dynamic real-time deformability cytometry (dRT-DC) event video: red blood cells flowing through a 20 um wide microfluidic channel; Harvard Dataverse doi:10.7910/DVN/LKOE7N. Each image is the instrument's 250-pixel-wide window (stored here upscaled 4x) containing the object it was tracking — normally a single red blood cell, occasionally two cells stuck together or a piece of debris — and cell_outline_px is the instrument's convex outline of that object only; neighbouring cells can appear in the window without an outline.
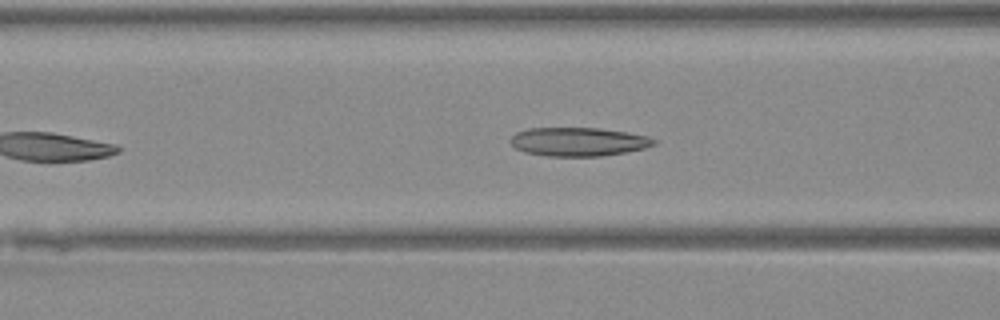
{"species": "Egyptian fruit bat (a non-hibernating species)", "species_latin": "Rousettus aegyptiacus", "temperature_condition": "warm", "stored_images_in_passage": 36, "camera_frame_rate_fps": 3000, "um_per_image_px": 0.085, "animal": {"sex": "female"}, "frame": {"image": 1, "passage_image": 9, "time_ms": 2.667, "image_size_px": [1000, 320], "cell_outline_px": [[656, 144], [644, 148], [624, 152], [600, 156], [548, 156], [524, 152], [516, 148], [508, 140], [516, 132], [528, 128], [600, 128], [628, 132], [648, 136], [656, 140]], "centroid_in_image_um": [49.15, 12.04], "position_along_channel_um": 117.5, "area_um2": 23.99}}
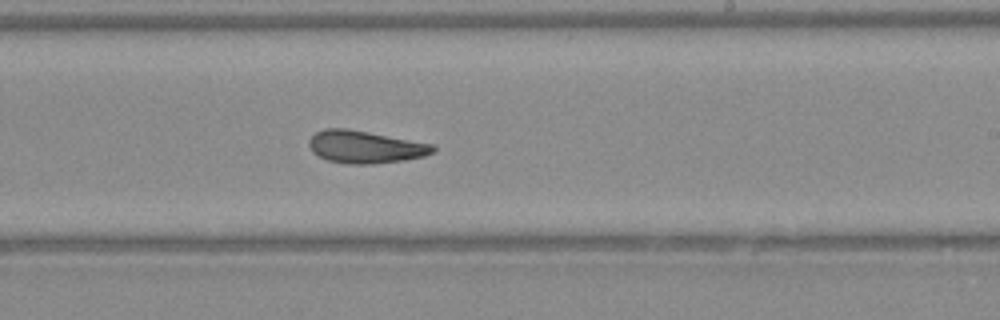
{"frame": {"image": 2, "passage_image": 19, "time_ms": 6.0, "image_size_px": [1000, 320], "cell_outline_px": [[436, 152], [424, 156], [404, 160], [372, 164], [348, 164], [328, 160], [312, 152], [308, 144], [308, 140], [316, 132], [324, 128], [348, 128], [436, 144]], "centroid_in_image_um": [31.08, 12.48], "position_along_channel_um": 257.9, "area_um2": 23.76}}
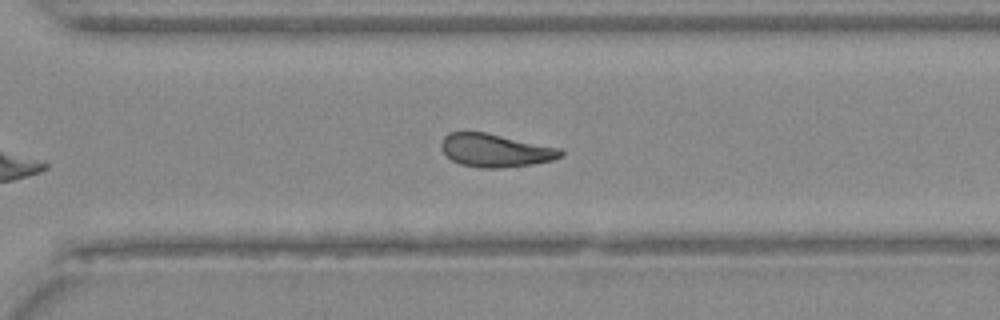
{"frame": {"image": 3, "passage_image": 24, "time_ms": 7.667, "image_size_px": [1000, 320], "cell_outline_px": [[564, 156], [552, 160], [532, 164], [500, 168], [480, 168], [460, 164], [452, 160], [440, 148], [440, 140], [448, 132], [484, 132], [564, 148]], "centroid_in_image_um": [42.13, 12.78], "position_along_channel_um": 328.5, "area_um2": 23.35}}